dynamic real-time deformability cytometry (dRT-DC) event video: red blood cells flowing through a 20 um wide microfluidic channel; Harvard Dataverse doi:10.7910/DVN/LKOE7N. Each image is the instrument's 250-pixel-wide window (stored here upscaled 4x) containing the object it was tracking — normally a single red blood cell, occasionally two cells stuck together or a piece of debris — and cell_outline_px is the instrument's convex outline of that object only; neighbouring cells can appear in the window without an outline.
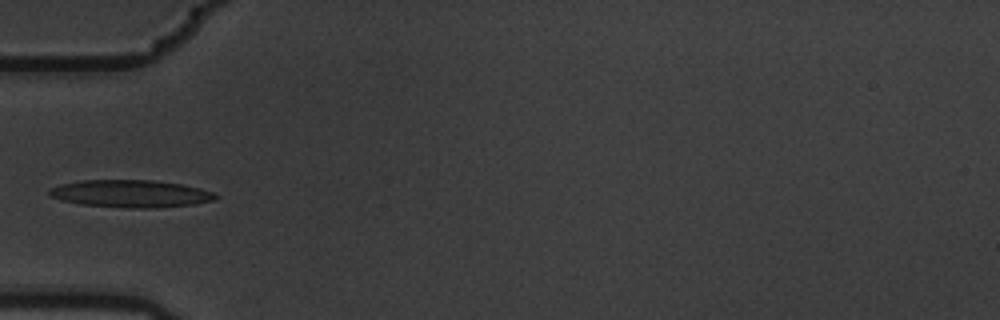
{"species": "common noctule bat (a hibernating species)", "species_latin": "Nyctalus noctula", "temperature_condition": "warm", "stored_images_in_passage": 9, "camera_frame_rate_fps": 3000, "um_per_image_px": 0.085, "animal": {"sex": "male", "body_mass_g": 19.5, "forearm_length_mm": 54.6}, "frame": {"image": 1, "passage_image": 4, "time_ms": 1.0, "image_size_px": [1000, 320], "cell_outline_px": [[220, 196], [212, 200], [192, 204], [156, 208], [132, 208], [80, 204], [64, 200], [52, 196], [48, 192], [48, 188], [60, 184], [80, 180], [152, 180], [184, 184], [216, 192]], "centroid_in_image_um": [11.14, 16.45], "position_along_channel_um": 73.9, "area_um2": 26.59}}
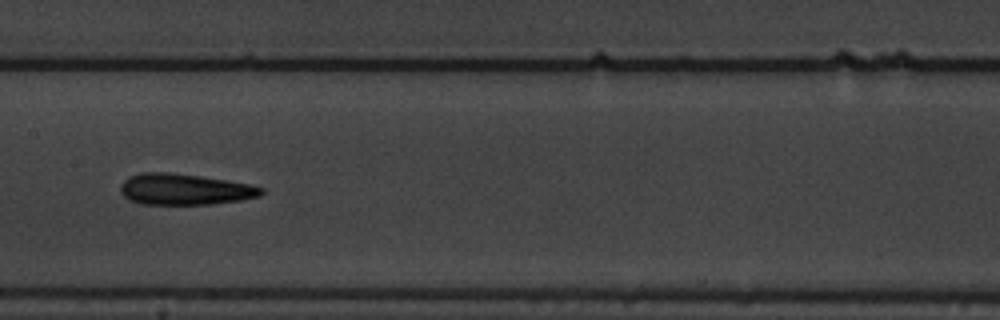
{"frame": {"image": 2, "passage_image": 7, "time_ms": 2.0, "image_size_px": [1000, 320], "cell_outline_px": [[264, 192], [260, 196], [240, 200], [212, 204], [140, 204], [128, 200], [120, 192], [120, 184], [124, 180], [132, 176], [144, 172], [168, 172], [200, 176], [228, 180], [252, 184], [264, 188]], "centroid_in_image_um": [15.71, 16.09], "position_along_channel_um": 191.7, "area_um2": 25.66}}
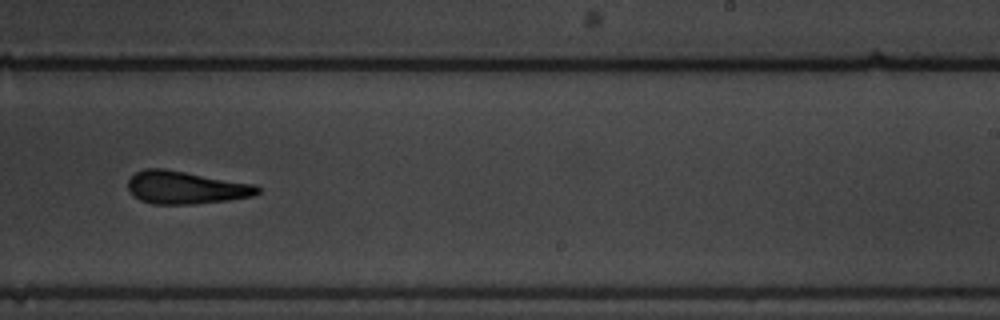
{"frame": {"image": 3, "passage_image": 9, "time_ms": 2.667, "image_size_px": [1000, 320], "cell_outline_px": [[260, 192], [252, 196], [228, 200], [192, 204], [152, 204], [140, 200], [128, 188], [128, 180], [136, 172], [144, 168], [164, 168], [256, 184], [260, 188]], "centroid_in_image_um": [15.8, 15.93], "position_along_channel_um": 273.2, "area_um2": 24.74}}